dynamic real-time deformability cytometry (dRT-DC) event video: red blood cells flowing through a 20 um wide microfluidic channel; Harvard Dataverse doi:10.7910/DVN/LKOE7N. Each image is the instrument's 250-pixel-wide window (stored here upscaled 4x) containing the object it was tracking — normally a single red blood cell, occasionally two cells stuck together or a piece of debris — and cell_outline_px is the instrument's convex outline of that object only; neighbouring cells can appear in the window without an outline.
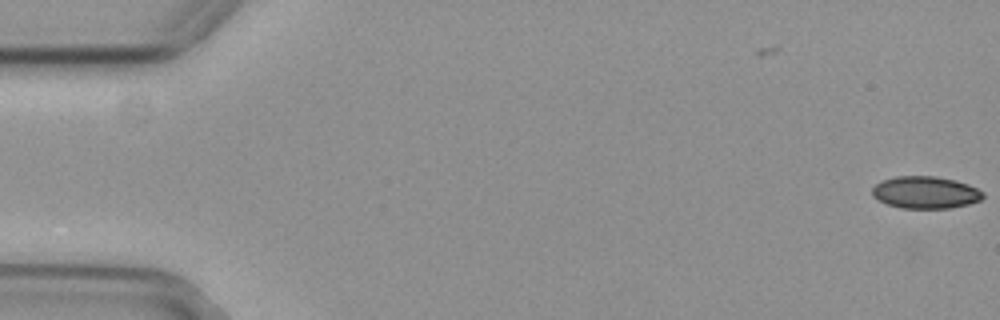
{"species": "common noctule bat (a hibernating species)", "species_latin": "Nyctalus noctula", "temperature_condition": "cold", "stored_images_in_passage": 5, "camera_frame_rate_fps": 3000, "um_per_image_px": 0.085, "animal": {"sex": "female", "body_mass_g": 29.2, "forearm_length_mm": 56.3}, "frame": {"image": 1, "passage_image": 5, "time_ms": 1.333, "image_size_px": [1000, 320], "cell_outline_px": [[984, 196], [980, 200], [968, 204], [948, 208], [900, 208], [888, 204], [872, 196], [872, 188], [876, 184], [884, 180], [896, 176], [936, 176], [956, 180], [968, 184], [984, 192]], "centroid_in_image_um": [78.67, 16.35], "position_along_channel_um": 6.3, "area_um2": 20.69}}